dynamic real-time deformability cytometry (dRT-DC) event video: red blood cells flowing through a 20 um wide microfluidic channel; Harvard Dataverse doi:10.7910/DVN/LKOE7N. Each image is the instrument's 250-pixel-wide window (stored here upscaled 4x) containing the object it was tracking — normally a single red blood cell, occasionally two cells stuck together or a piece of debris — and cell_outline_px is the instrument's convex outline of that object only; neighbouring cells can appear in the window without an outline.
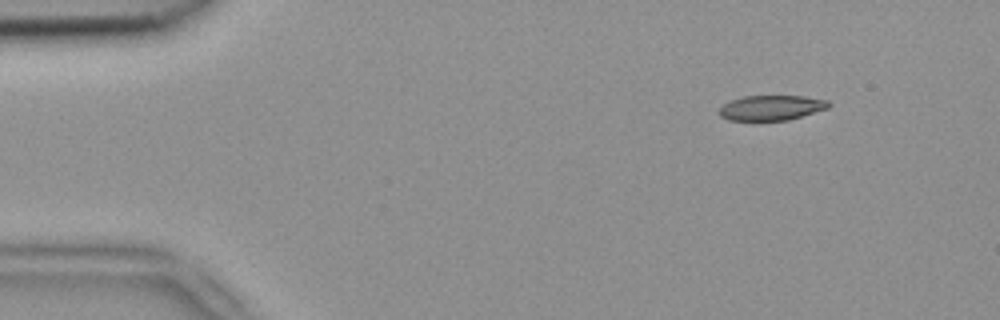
{"species": "common noctule bat (a hibernating species)", "species_latin": "Nyctalus noctula", "temperature_condition": "room temperature", "stored_images_in_passage": 6, "camera_frame_rate_fps": 3000, "um_per_image_px": 0.085, "animal": {"sex": "female", "body_mass_g": 18.4}, "frame": {"image": 1, "passage_image": 1, "time_ms": 0.0, "image_size_px": [1000, 320], "cell_outline_px": [[832, 104], [828, 108], [788, 120], [728, 120], [720, 116], [720, 108], [728, 100], [744, 96], [804, 96], [828, 100]], "centroid_in_image_um": [65.57, 9.15], "position_along_channel_um": 19.4, "area_um2": 15.95}}
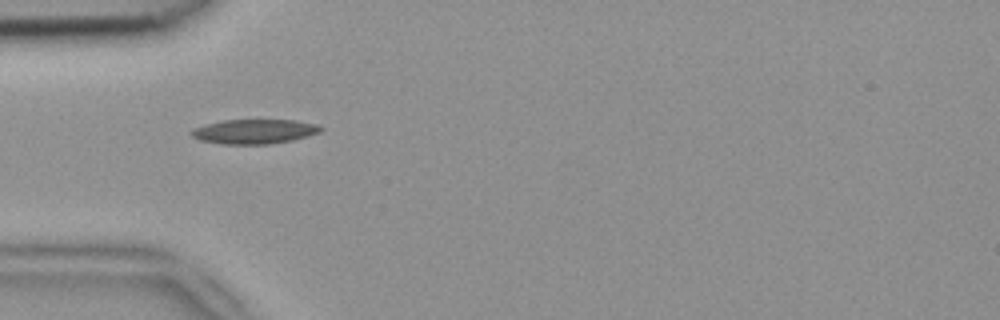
{"frame": {"image": 2, "passage_image": 3, "time_ms": 0.667, "image_size_px": [1000, 320], "cell_outline_px": [[324, 128], [320, 132], [308, 136], [292, 140], [268, 144], [224, 144], [200, 140], [192, 136], [192, 132], [196, 128], [204, 124], [224, 120], [296, 120], [316, 124]], "centroid_in_image_um": [21.66, 11.17], "position_along_channel_um": 63.3, "area_um2": 18.32}}
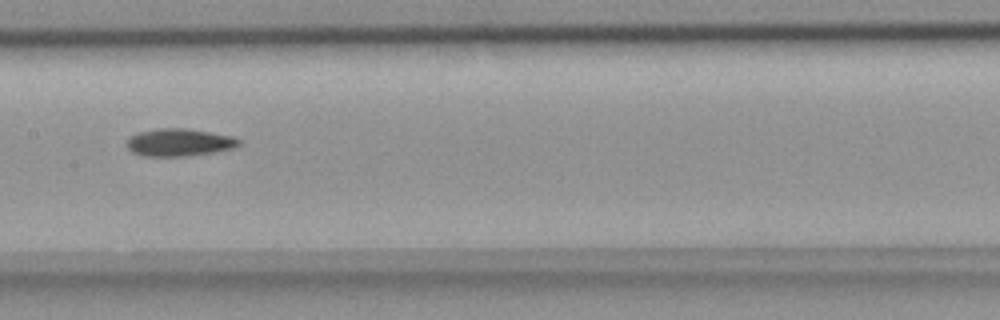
{"frame": {"image": 3, "passage_image": 6, "time_ms": 1.667, "image_size_px": [1000, 320], "cell_outline_px": [[240, 144], [236, 148], [188, 156], [144, 156], [132, 152], [128, 148], [128, 136], [136, 132], [160, 128], [184, 128], [232, 136], [240, 140]], "centroid_in_image_um": [15.21, 12.1], "position_along_channel_um": 192.2, "area_um2": 17.98}}